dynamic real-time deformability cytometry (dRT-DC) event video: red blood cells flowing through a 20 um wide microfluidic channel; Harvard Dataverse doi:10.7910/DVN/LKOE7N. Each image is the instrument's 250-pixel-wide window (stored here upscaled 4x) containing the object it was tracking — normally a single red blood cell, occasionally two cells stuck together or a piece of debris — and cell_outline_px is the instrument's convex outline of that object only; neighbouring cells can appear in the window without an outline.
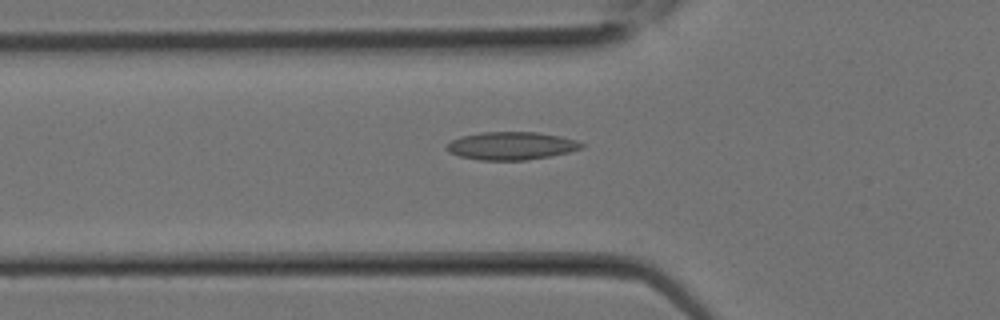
{"species": "Egyptian fruit bat (a non-hibernating species)", "species_latin": "Rousettus aegyptiacus", "temperature_condition": "room temperature", "stored_images_in_passage": 13, "camera_frame_rate_fps": 3000, "um_per_image_px": 0.085, "animal": {"sex": "female"}, "frame": {"image": 1, "passage_image": 6, "time_ms": 1.667, "image_size_px": [1000, 320], "cell_outline_px": [[584, 148], [568, 152], [548, 156], [524, 160], [480, 160], [460, 156], [448, 152], [448, 144], [452, 140], [460, 136], [480, 132], [536, 132], [560, 136], [576, 140], [584, 144]], "centroid_in_image_um": [43.47, 12.39], "position_along_channel_um": 82.3, "area_um2": 21.79}}
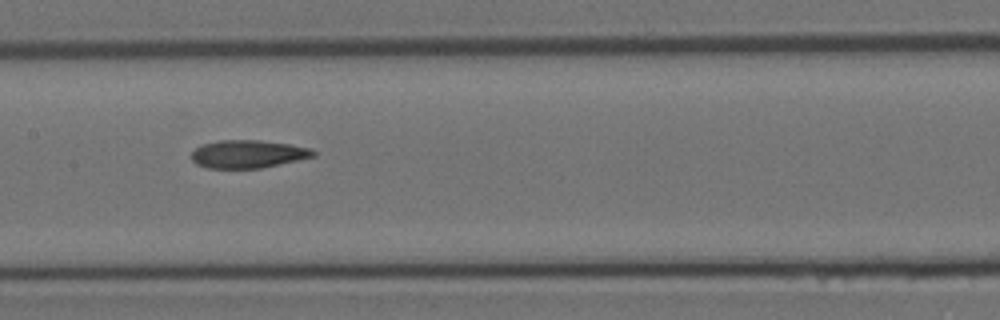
{"frame": {"image": 2, "passage_image": 10, "time_ms": 3.0, "image_size_px": [1000, 320], "cell_outline_px": [[316, 156], [260, 168], [208, 168], [196, 164], [192, 160], [192, 152], [200, 144], [220, 140], [260, 140], [288, 144], [312, 148], [316, 152]], "centroid_in_image_um": [21.07, 13.08], "position_along_channel_um": 186.3, "area_um2": 19.83}}
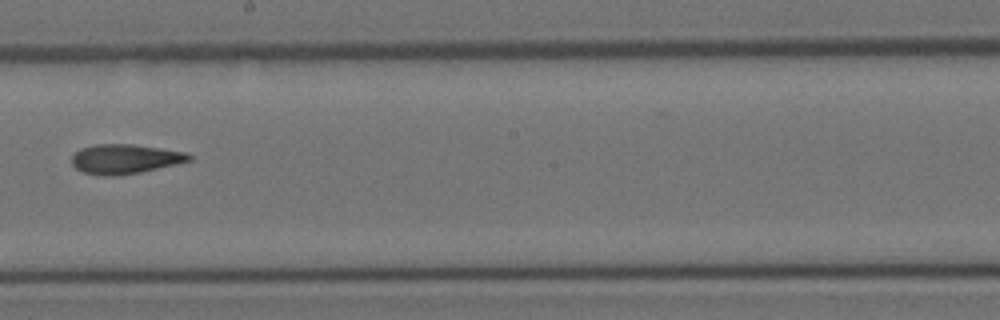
{"frame": {"image": 3, "passage_image": 12, "time_ms": 3.667, "image_size_px": [1000, 320], "cell_outline_px": [[192, 160], [176, 164], [140, 172], [112, 176], [104, 176], [84, 172], [76, 168], [72, 164], [72, 156], [80, 148], [96, 144], [132, 144], [184, 152], [192, 156]], "centroid_in_image_um": [10.6, 13.51], "position_along_channel_um": 237.6, "area_um2": 19.94}}